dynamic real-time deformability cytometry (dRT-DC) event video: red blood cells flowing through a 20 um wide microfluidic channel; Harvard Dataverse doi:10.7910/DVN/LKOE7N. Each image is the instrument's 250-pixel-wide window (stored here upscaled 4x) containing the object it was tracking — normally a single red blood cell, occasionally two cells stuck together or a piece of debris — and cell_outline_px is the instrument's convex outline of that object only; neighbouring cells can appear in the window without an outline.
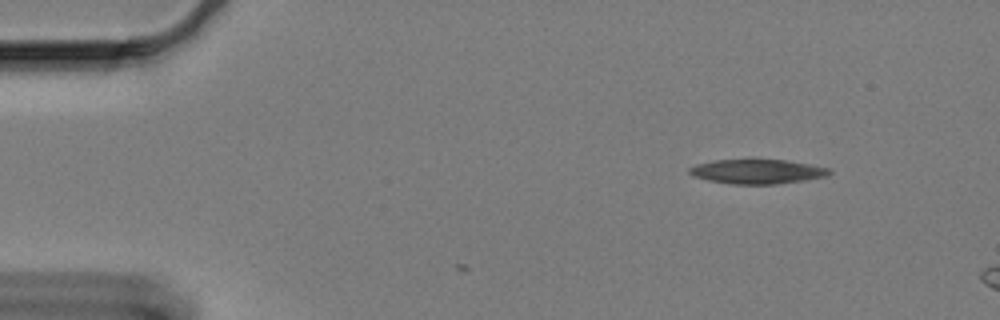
{"species": "Egyptian fruit bat (a non-hibernating species)", "species_latin": "Rousettus aegyptiacus", "temperature_condition": "cold", "stored_images_in_passage": 3, "camera_frame_rate_fps": 3000, "um_per_image_px": 0.085, "animal": {"sex": "female"}, "frame": {"image": 1, "passage_image": 1, "time_ms": 0.0, "image_size_px": [1000, 320], "cell_outline_px": [[832, 172], [828, 176], [804, 180], [776, 184], [732, 184], [708, 180], [696, 176], [688, 172], [688, 168], [696, 164], [716, 160], [748, 156], [784, 160], [808, 164], [828, 168]], "centroid_in_image_um": [64.34, 14.53], "position_along_channel_um": 20.7, "area_um2": 20.63}}